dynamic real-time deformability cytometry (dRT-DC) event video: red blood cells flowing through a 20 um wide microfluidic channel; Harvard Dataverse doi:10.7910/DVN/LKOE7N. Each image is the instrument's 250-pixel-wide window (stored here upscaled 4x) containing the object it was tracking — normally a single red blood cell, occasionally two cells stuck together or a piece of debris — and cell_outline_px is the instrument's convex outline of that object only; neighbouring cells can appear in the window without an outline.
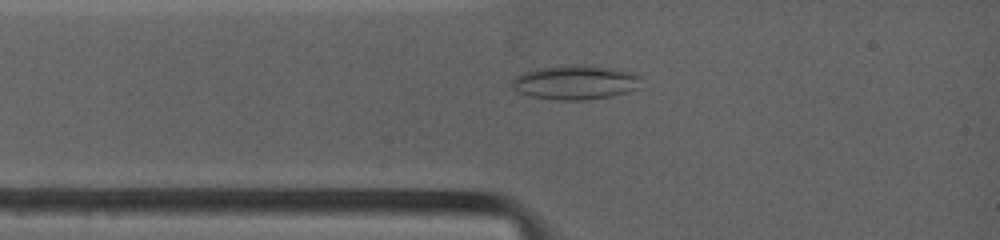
{"species": "common noctule bat (a hibernating species)", "species_latin": "Nyctalus noctula", "temperature_condition": "warm", "stored_images_in_passage": 40, "camera_frame_rate_fps": 4500, "um_per_image_px": 0.085, "animal": {"sex": "female", "body_mass_g": 19.0, "forearm_length_mm": 53.3}, "frame": {"image": 1, "passage_image": 4, "time_ms": 1.556, "image_size_px": [1000, 240], "cell_outline_px": [[640, 88], [628, 92], [612, 96], [584, 100], [556, 100], [528, 96], [520, 92], [512, 84], [512, 80], [516, 76], [524, 72], [536, 68], [580, 64], [632, 72], [640, 76]], "centroid_in_image_um": [48.92, 7.01], "position_along_channel_um": 36.1, "area_um2": 25.66}}
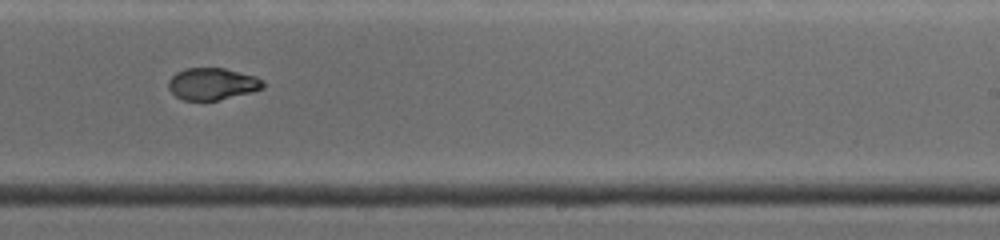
{"frame": {"image": 2, "passage_image": 21, "time_ms": 7.556, "image_size_px": [1000, 240], "cell_outline_px": [[264, 88], [252, 92], [216, 100], [184, 100], [176, 96], [168, 88], [168, 80], [176, 72], [184, 68], [224, 68], [256, 76], [264, 80]], "centroid_in_image_um": [18.05, 7.12], "position_along_channel_um": 271.0, "area_um2": 17.63}}
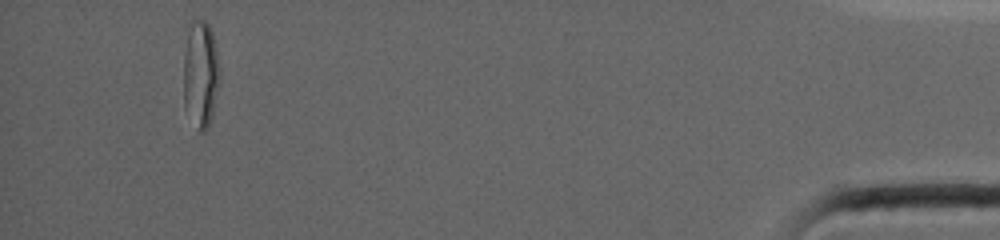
{"frame": {"image": 3, "passage_image": 40, "time_ms": 14.0, "image_size_px": [1000, 240], "cell_outline_px": [[220, 80], [212, 116], [208, 128], [204, 132], [200, 132], [184, 108], [184, 52], [188, 20], [204, 20], [208, 24], [212, 32], [216, 48], [220, 68]], "centroid_in_image_um": [17.05, 6.26], "position_along_channel_um": 418.2, "area_um2": 23.0}, "authors_computed_cell_mechanics": {"area_um2": 19.2474, "velocity_mm_per_s": 3.943, "shape_relaxation_time_tau1_ms": null, "shape_relaxation_time_tau2_ms": 1.2903, "deformation_change_tau1": null, "deformation_change_tau2": 0.049}}